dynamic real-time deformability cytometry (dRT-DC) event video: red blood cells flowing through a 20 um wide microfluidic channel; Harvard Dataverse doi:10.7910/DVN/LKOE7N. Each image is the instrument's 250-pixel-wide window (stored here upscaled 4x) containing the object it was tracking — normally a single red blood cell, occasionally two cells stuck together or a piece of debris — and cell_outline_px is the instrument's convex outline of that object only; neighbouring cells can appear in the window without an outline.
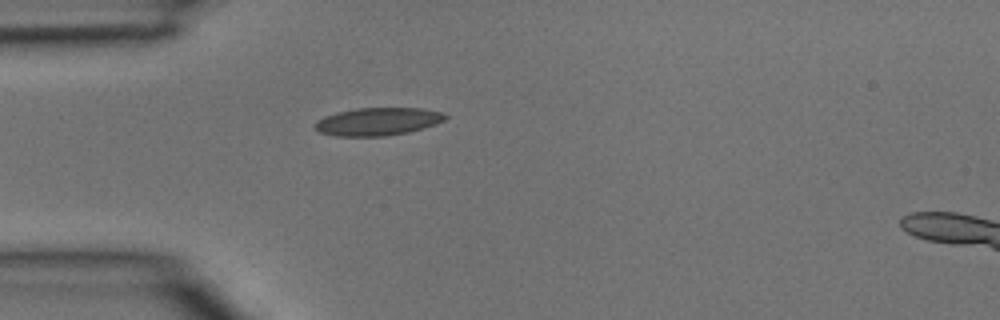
{"species": "common noctule bat (a hibernating species)", "species_latin": "Nyctalus noctula", "temperature_condition": "room temperature", "stored_images_in_passage": 2, "camera_frame_rate_fps": 3000, "um_per_image_px": 0.085, "animal": {"sex": "male", "body_mass_g": 15.6}, "frame": {"image": 1, "passage_image": 1, "time_ms": 0.0, "image_size_px": [1000, 320], "cell_outline_px": [[448, 116], [444, 120], [436, 124], [424, 128], [408, 132], [384, 136], [336, 136], [320, 132], [312, 124], [316, 120], [324, 116], [336, 112], [356, 108], [424, 108], [444, 112]], "centroid_in_image_um": [32.12, 10.32], "position_along_channel_um": 52.9, "area_um2": 21.33}}